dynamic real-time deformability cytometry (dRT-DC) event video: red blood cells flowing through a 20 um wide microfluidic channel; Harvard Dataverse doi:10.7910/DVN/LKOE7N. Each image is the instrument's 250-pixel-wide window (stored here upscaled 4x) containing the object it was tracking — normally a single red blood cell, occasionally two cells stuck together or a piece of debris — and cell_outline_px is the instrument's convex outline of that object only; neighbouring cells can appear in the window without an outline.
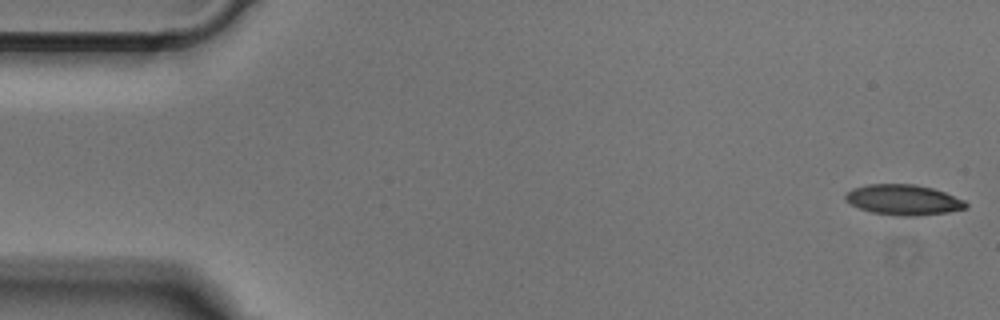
{"species": "Egyptian fruit bat (a non-hibernating species)", "species_latin": "Rousettus aegyptiacus", "temperature_condition": "cold", "stored_images_in_passage": 50, "camera_frame_rate_fps": 3000, "um_per_image_px": 0.085, "animal": {"sex": "male"}, "frame": {"image": 1, "passage_image": 1, "time_ms": 0.0, "image_size_px": [1000, 320], "cell_outline_px": [[968, 208], [948, 212], [916, 216], [896, 216], [872, 212], [848, 204], [844, 200], [844, 196], [852, 188], [868, 184], [916, 184], [932, 188], [944, 192], [964, 200], [968, 204]], "centroid_in_image_um": [76.77, 16.99], "position_along_channel_um": 8.2, "area_um2": 21.5}}
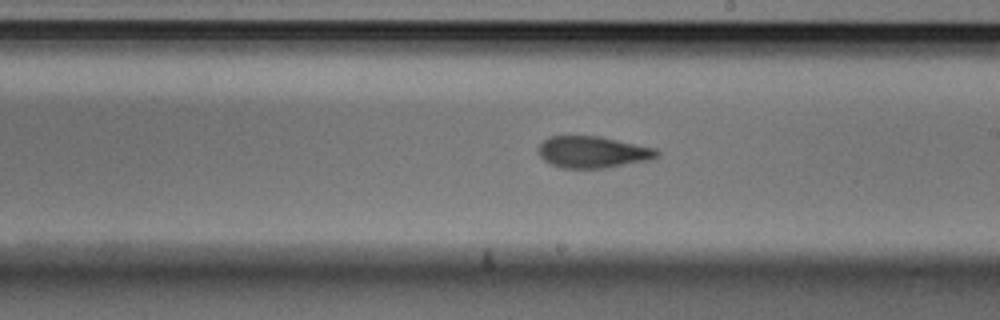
{"frame": {"image": 2, "passage_image": 28, "time_ms": 9.0, "image_size_px": [1000, 320], "cell_outline_px": [[660, 156], [648, 160], [604, 168], [564, 168], [552, 164], [544, 160], [540, 156], [540, 144], [548, 136], [600, 136], [656, 148], [660, 152]], "centroid_in_image_um": [50.42, 12.92], "position_along_channel_um": 238.6, "area_um2": 21.73}}
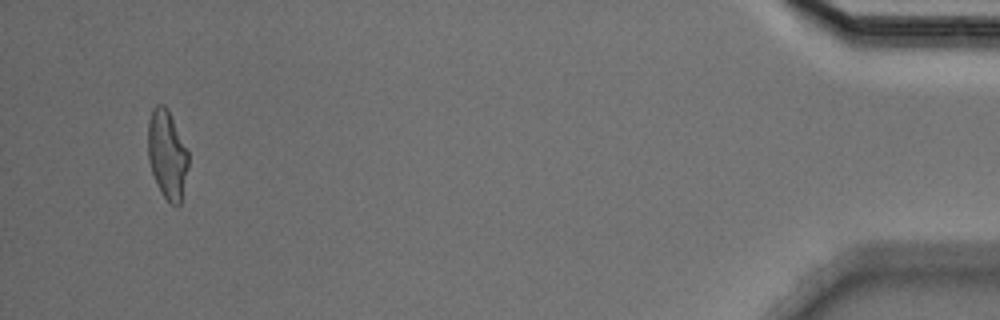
{"frame": {"image": 3, "passage_image": 48, "time_ms": 15.667, "image_size_px": [1000, 320], "cell_outline_px": [[188, 168], [180, 204], [176, 208], [160, 192], [156, 184], [148, 160], [148, 120], [152, 108], [156, 104], [164, 104], [168, 108], [188, 152]], "centroid_in_image_um": [14.19, 13.12], "position_along_channel_um": 421.0, "area_um2": 20.98}}